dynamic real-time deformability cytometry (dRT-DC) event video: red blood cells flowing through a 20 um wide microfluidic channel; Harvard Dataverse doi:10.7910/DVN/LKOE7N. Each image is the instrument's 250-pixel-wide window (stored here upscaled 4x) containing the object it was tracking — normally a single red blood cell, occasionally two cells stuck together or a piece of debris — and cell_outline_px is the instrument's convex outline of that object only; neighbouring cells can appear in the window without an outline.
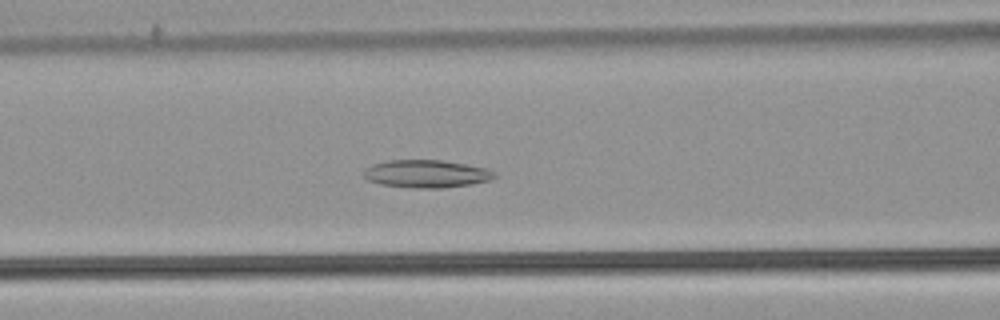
{"species": "common noctule bat (a hibernating species)", "species_latin": "Nyctalus noctula", "temperature_condition": "warm", "stored_images_in_passage": 56, "camera_frame_rate_fps": 3000, "um_per_image_px": 0.085, "animal": {"sex": "male", "body_mass_g": 21.5, "forearm_length_mm": 52.0}, "frame": {"image": 1, "passage_image": 24, "time_ms": 7.667, "image_size_px": [1000, 320], "cell_outline_px": [[496, 176], [492, 180], [472, 184], [440, 188], [412, 188], [380, 184], [368, 180], [364, 176], [364, 172], [372, 164], [388, 160], [440, 160], [488, 168], [496, 172]], "centroid_in_image_um": [36.28, 14.78], "position_along_channel_um": 130.3, "area_um2": 21.15}}
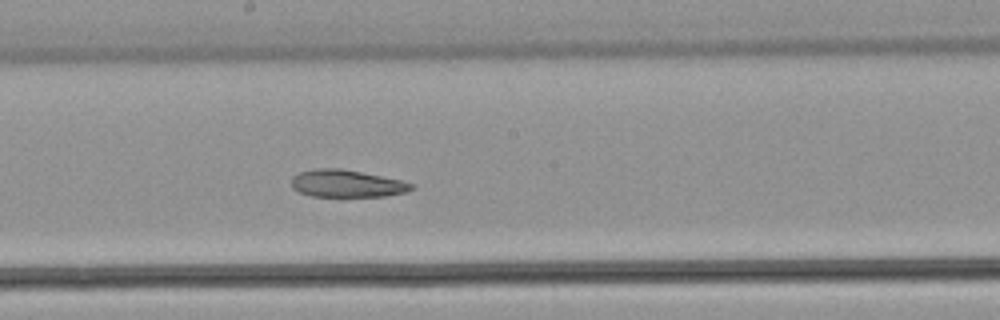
{"frame": {"image": 2, "passage_image": 31, "time_ms": 10.0, "image_size_px": [1000, 320], "cell_outline_px": [[416, 188], [408, 192], [388, 196], [312, 196], [296, 192], [292, 188], [292, 176], [300, 172], [316, 168], [340, 168], [400, 180], [416, 184]], "centroid_in_image_um": [29.49, 15.61], "position_along_channel_um": 218.7, "area_um2": 19.25}}
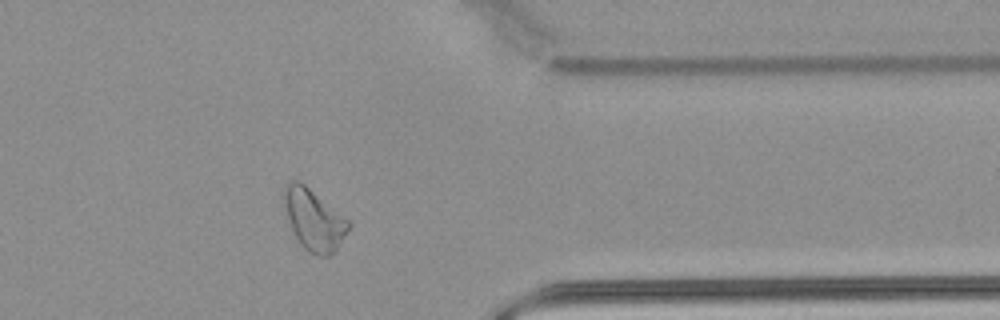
{"frame": {"image": 3, "passage_image": 45, "time_ms": 14.667, "image_size_px": [1000, 320], "cell_outline_px": [[352, 224], [336, 248], [328, 256], [320, 256], [308, 252], [300, 244], [288, 220], [284, 204], [284, 188], [288, 180], [300, 180], [348, 220]], "centroid_in_image_um": [26.66, 18.65], "position_along_channel_um": 384.7, "area_um2": 22.54}, "authors_computed_cell_mechanics": {"area_um2": 24.4494, "velocity_mm_per_s": 3.8042, "shape_relaxation_time_tau1_ms": null, "shape_relaxation_time_tau2_ms": 4.5194, "deformation_change_tau1": null, "deformation_change_tau2": 0.1242}}